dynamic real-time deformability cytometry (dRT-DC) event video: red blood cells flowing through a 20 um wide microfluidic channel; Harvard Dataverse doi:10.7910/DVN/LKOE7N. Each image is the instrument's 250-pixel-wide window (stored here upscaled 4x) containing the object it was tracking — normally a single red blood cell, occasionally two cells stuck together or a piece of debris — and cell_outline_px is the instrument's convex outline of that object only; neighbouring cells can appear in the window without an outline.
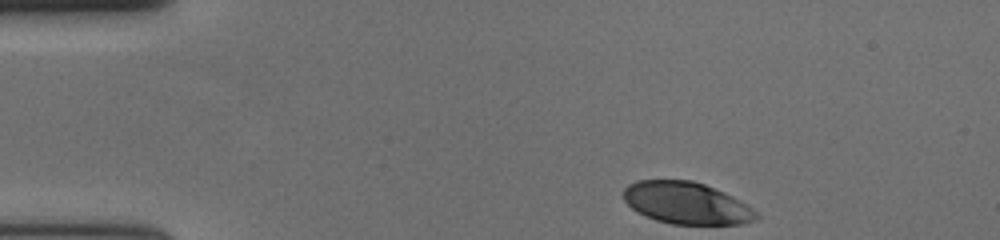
{"species": "human", "species_latin": "Homo sapiens", "temperature_condition": "cold", "stored_images_in_passage": 39, "camera_frame_rate_fps": 3000, "um_per_image_px": 0.085, "donor": {"sex": "female"}, "frame": {"image": 1, "passage_image": 1, "time_ms": 0.0, "image_size_px": [1000, 240], "cell_outline_px": [[760, 216], [756, 220], [744, 224], [672, 224], [656, 220], [632, 208], [624, 200], [624, 188], [628, 184], [636, 180], [692, 180], [704, 184], [724, 192], [740, 200], [752, 208]], "centroid_in_image_um": [58.37, 17.26], "position_along_channel_um": 26.6, "area_um2": 32.37}}
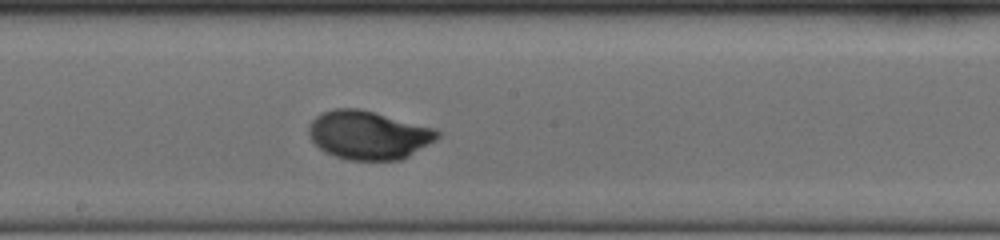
{"frame": {"image": 2, "passage_image": 23, "time_ms": 7.333, "image_size_px": [1000, 240], "cell_outline_px": [[440, 136], [436, 140], [408, 156], [400, 160], [348, 160], [324, 152], [308, 136], [308, 128], [312, 120], [320, 112], [336, 108], [360, 108], [436, 128], [440, 132]], "centroid_in_image_um": [31.32, 11.47], "position_along_channel_um": 216.9, "area_um2": 36.59}}
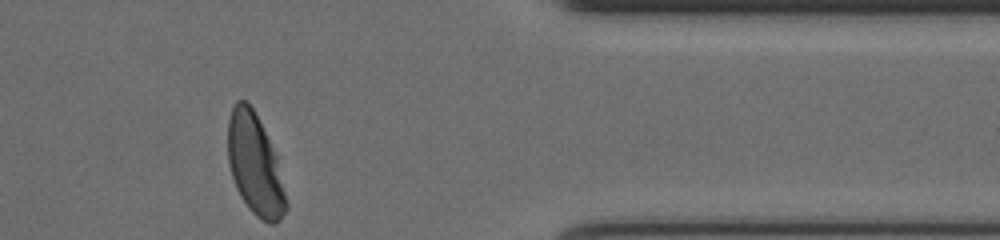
{"frame": {"image": 3, "passage_image": 39, "time_ms": 12.667, "image_size_px": [1000, 240], "cell_outline_px": [[288, 208], [280, 220], [276, 224], [268, 224], [260, 220], [248, 208], [240, 196], [236, 188], [228, 164], [228, 120], [232, 108], [236, 100], [244, 100], [252, 108], [276, 156], [288, 204]], "centroid_in_image_um": [21.66, 14.08], "position_along_channel_um": 389.7, "area_um2": 33.93}, "authors_computed_cell_mechanics": {"area_um2": 35.258, "velocity_mm_per_s": 3.6235, "shape_relaxation_time_tau1_ms": 2.5541, "shape_relaxation_time_tau2_ms": null, "deformation_change_tau1": 0.1411, "deformation_change_tau2": null}}